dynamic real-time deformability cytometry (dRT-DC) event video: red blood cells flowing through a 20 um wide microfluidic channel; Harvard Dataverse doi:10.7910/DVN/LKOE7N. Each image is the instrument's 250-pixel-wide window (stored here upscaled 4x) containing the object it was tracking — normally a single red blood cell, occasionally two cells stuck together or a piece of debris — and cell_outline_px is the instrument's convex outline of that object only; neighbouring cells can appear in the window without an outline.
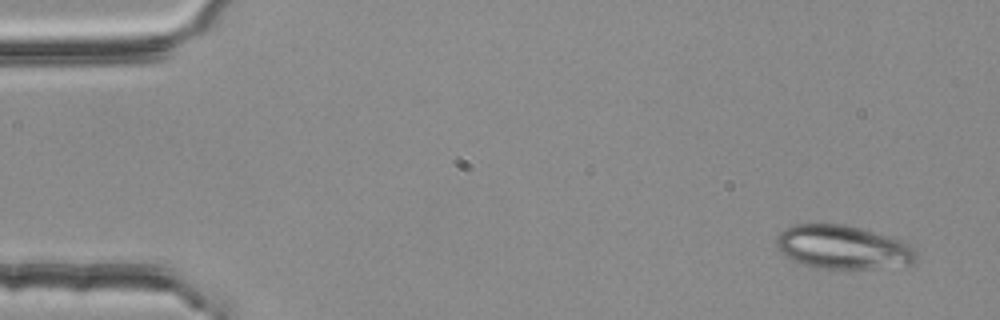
{"species": "common noctule bat (a hibernating species)", "species_latin": "Nyctalus noctula", "temperature_condition": "room temperature", "stored_images_in_passage": 3, "camera_frame_rate_fps": 3000, "um_per_image_px": 0.085, "animal": {"sex": "female", "body_mass_g": 25.1}, "frame": {"image": 1, "passage_image": 1, "time_ms": 0.0, "image_size_px": [1000, 320], "cell_outline_px": [[916, 260], [908, 264], [872, 268], [820, 268], [804, 264], [792, 260], [784, 256], [776, 244], [776, 236], [784, 228], [796, 224], [844, 224], [908, 240], [916, 252]], "centroid_in_image_um": [71.66, 20.99], "position_along_channel_um": 13.3, "area_um2": 35.66}}